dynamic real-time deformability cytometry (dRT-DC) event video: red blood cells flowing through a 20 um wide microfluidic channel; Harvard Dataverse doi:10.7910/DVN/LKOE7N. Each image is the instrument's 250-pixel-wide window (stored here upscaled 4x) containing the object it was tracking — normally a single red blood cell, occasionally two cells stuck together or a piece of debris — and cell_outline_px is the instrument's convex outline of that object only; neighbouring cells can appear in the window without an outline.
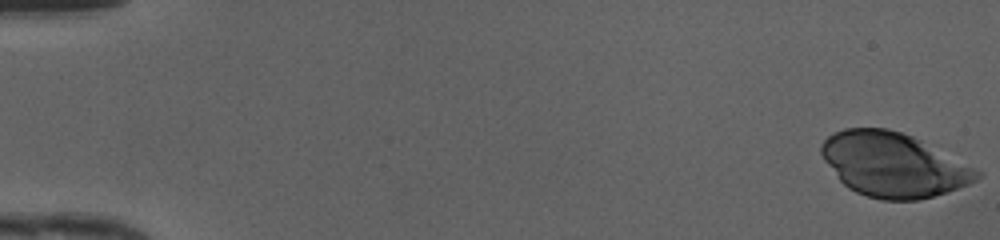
{"species": "human", "species_latin": "Homo sapiens", "temperature_condition": "cold", "stored_images_in_passage": 49, "camera_frame_rate_fps": 3000, "um_per_image_px": 0.085, "donor": {"sex": "female"}, "frame": {"image": 1, "passage_image": 1, "time_ms": 0.0, "image_size_px": [1000, 240], "cell_outline_px": [[984, 172], [976, 180], [968, 184], [932, 196], [916, 200], [880, 200], [856, 192], [848, 188], [840, 180], [824, 160], [820, 152], [820, 144], [832, 132], [844, 128], [888, 128], [912, 136]], "centroid_in_image_um": [75.9, 13.99], "position_along_channel_um": 9.1, "area_um2": 57.86}}